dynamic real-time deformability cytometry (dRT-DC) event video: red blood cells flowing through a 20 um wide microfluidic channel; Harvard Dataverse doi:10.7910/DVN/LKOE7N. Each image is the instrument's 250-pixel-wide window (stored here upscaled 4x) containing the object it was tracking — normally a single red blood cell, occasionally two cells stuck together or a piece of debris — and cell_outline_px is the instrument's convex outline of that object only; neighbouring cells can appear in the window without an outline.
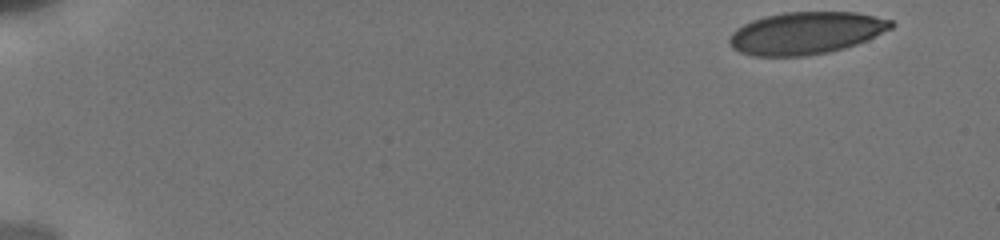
{"species": "human", "species_latin": "Homo sapiens", "temperature_condition": "cold", "stored_images_in_passage": 42, "camera_frame_rate_fps": 3000, "um_per_image_px": 0.085, "donor": {"sex": "male"}, "frame": {"image": 1, "passage_image": 1, "time_ms": 0.0, "image_size_px": [1000, 240], "cell_outline_px": [[896, 24], [892, 28], [856, 44], [844, 48], [828, 52], [804, 56], [752, 56], [740, 52], [732, 48], [728, 40], [732, 32], [736, 28], [752, 20], [764, 16], [784, 12], [856, 12], [892, 20]], "centroid_in_image_um": [68.48, 2.8], "position_along_channel_um": 16.5, "area_um2": 39.82}}
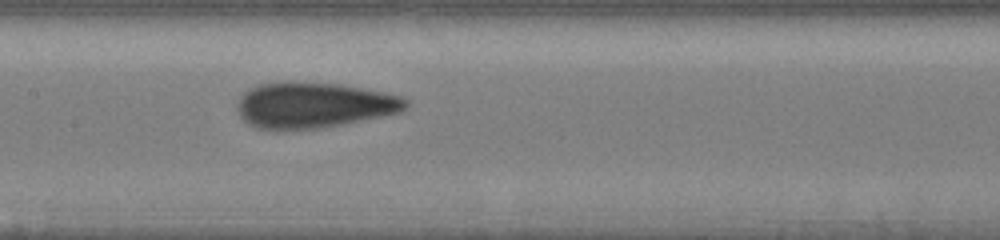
{"frame": {"image": 2, "passage_image": 24, "time_ms": 8.333, "image_size_px": [1000, 240], "cell_outline_px": [[408, 104], [400, 112], [344, 124], [320, 128], [276, 132], [256, 128], [248, 124], [240, 116], [236, 108], [236, 104], [240, 96], [248, 88], [260, 84], [336, 84], [384, 92], [400, 96], [408, 100]], "centroid_in_image_um": [26.61, 9.0], "position_along_channel_um": 180.8, "area_um2": 44.56}}
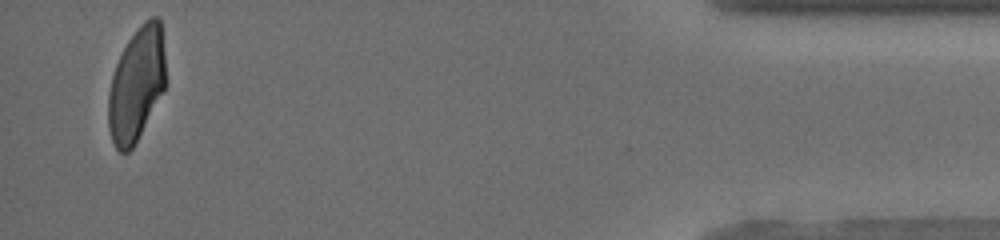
{"frame": {"image": 3, "passage_image": 42, "time_ms": 16.333, "image_size_px": [1000, 240], "cell_outline_px": [[164, 88], [132, 148], [128, 152], [120, 152], [116, 148], [112, 140], [108, 128], [108, 92], [112, 76], [116, 64], [128, 40], [140, 24], [144, 20], [152, 16], [156, 16], [160, 20], [164, 56]], "centroid_in_image_um": [11.57, 7.15], "position_along_channel_um": 423.6, "area_um2": 37.28}, "authors_computed_cell_mechanics": {"area_um2": 42.3963, "velocity_mm_per_s": 3.8414, "shape_relaxation_time_tau1_ms": 5.8647, "shape_relaxation_time_tau2_ms": 0.908, "deformation_change_tau1": 0.1716, "deformation_change_tau2": 0.0644}}